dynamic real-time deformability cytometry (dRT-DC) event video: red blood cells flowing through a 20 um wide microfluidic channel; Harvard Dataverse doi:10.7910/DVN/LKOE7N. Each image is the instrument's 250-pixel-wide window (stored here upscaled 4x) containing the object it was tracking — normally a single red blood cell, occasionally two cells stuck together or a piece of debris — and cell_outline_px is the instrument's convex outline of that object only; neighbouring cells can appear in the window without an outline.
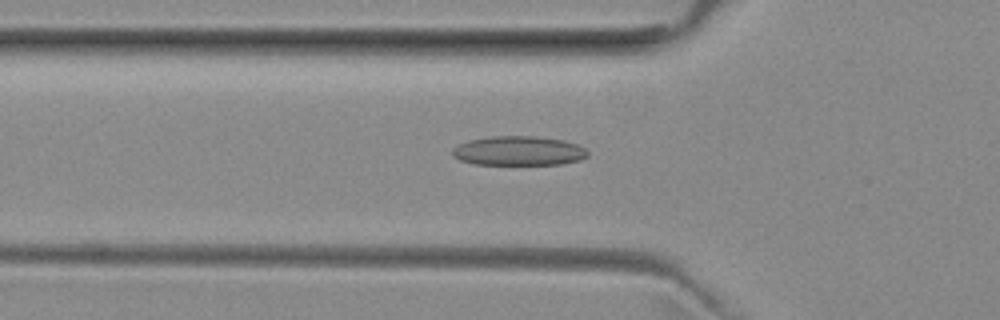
{"species": "common noctule bat (a hibernating species)", "species_latin": "Nyctalus noctula", "temperature_condition": "room temperature", "stored_images_in_passage": 31, "camera_frame_rate_fps": 3000, "um_per_image_px": 0.085, "animal": {"sex": "female", "body_mass_g": 29.2, "forearm_length_mm": 56.3}, "frame": {"image": 1, "passage_image": 2, "time_ms": 0.333, "image_size_px": [1000, 320], "cell_outline_px": [[588, 156], [580, 160], [560, 164], [476, 164], [460, 160], [452, 156], [452, 148], [468, 140], [492, 136], [536, 136], [564, 140], [576, 144], [584, 148], [588, 152]], "centroid_in_image_um": [44.08, 12.82], "position_along_channel_um": 81.7, "area_um2": 23.12}}
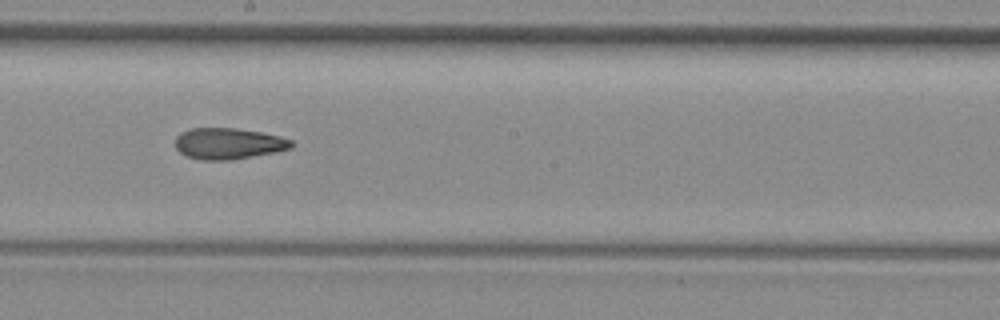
{"frame": {"image": 2, "passage_image": 13, "time_ms": 4.0, "image_size_px": [1000, 320], "cell_outline_px": [[292, 148], [276, 152], [228, 160], [200, 160], [188, 156], [180, 152], [176, 148], [176, 136], [180, 132], [192, 128], [236, 128], [260, 132], [280, 136], [292, 140]], "centroid_in_image_um": [19.41, 12.2], "position_along_channel_um": 228.8, "area_um2": 21.04}}
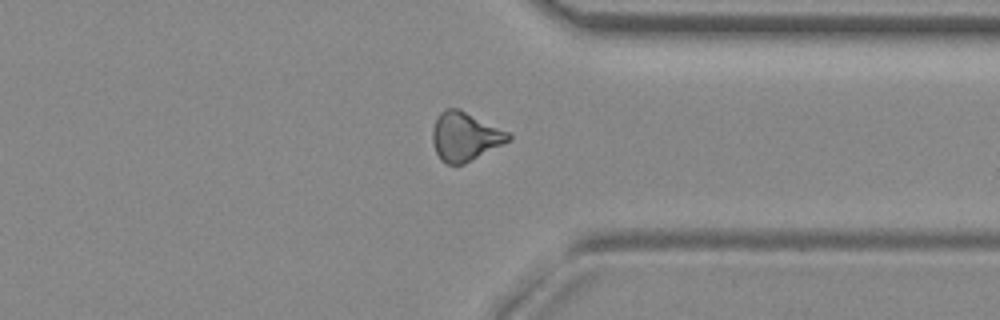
{"frame": {"image": 3, "passage_image": 24, "time_ms": 7.667, "image_size_px": [1000, 320], "cell_outline_px": [[512, 140], [464, 164], [448, 164], [440, 160], [436, 152], [432, 140], [432, 128], [440, 112], [444, 108], [460, 108], [508, 132], [512, 136]], "centroid_in_image_um": [39.52, 11.6], "position_along_channel_um": 371.9, "area_um2": 21.68}, "authors_computed_cell_mechanics": {"area_um2": 21.097, "velocity_mm_per_s": 3.9885, "shape_relaxation_time_tau1_ms": null, "shape_relaxation_time_tau2_ms": 4.7846, "deformation_change_tau1": null, "deformation_change_tau2": 0.1164}}